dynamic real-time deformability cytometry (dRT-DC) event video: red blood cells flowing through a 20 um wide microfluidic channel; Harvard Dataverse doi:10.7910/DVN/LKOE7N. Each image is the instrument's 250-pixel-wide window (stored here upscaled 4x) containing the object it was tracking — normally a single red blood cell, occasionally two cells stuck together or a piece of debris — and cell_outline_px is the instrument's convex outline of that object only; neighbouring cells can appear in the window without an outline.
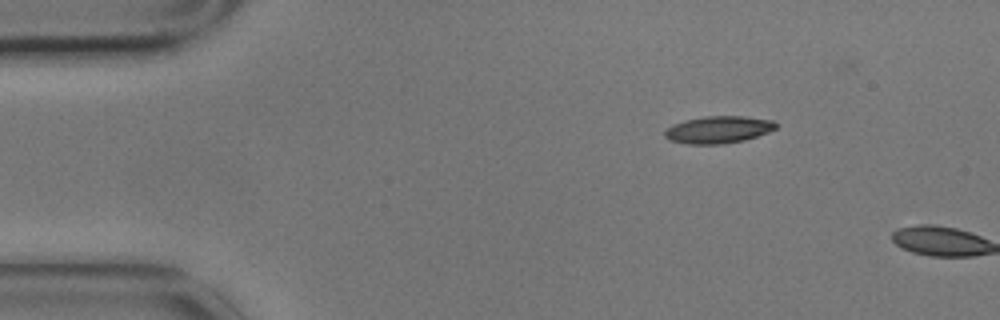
{"species": "common noctule bat (a hibernating species)", "species_latin": "Nyctalus noctula", "temperature_condition": "cold", "stored_images_in_passage": 2, "camera_frame_rate_fps": 3000, "um_per_image_px": 0.085, "animal": {"sex": "male", "body_mass_g": 17.9}, "frame": {"image": 1, "passage_image": 1, "time_ms": 0.0, "image_size_px": [1000, 320], "cell_outline_px": [[780, 124], [776, 128], [768, 132], [744, 140], [724, 144], [688, 144], [672, 140], [664, 136], [664, 132], [672, 124], [684, 120], [704, 116], [744, 116], [772, 120]], "centroid_in_image_um": [61.08, 11.01], "position_along_channel_um": 23.9, "area_um2": 17.63}}